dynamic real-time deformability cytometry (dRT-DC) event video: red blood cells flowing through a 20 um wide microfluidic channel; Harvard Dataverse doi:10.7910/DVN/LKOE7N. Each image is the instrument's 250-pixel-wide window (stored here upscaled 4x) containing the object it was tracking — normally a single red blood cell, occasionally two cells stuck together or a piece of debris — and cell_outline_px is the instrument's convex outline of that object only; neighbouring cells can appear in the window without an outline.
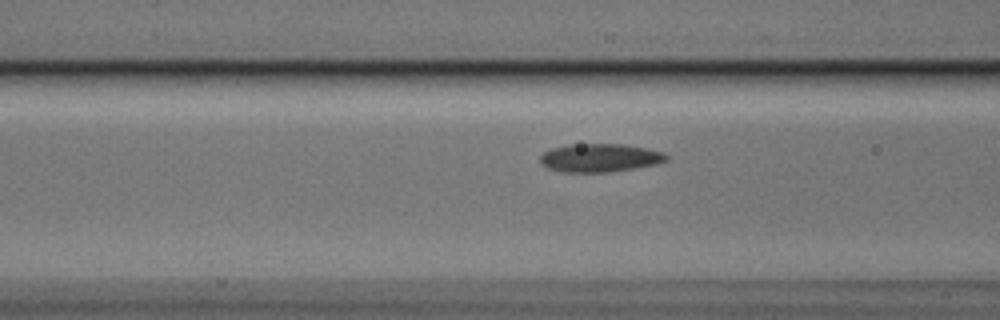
{"species": "Egyptian fruit bat (a non-hibernating species)", "species_latin": "Rousettus aegyptiacus", "temperature_condition": "cold", "stored_images_in_passage": 37, "camera_frame_rate_fps": 3000, "um_per_image_px": 0.085, "animal": {"sex": "male"}, "frame": {"image": 1, "passage_image": 8, "time_ms": 2.333, "image_size_px": [1000, 320], "cell_outline_px": [[668, 160], [656, 164], [608, 172], [564, 172], [548, 168], [540, 160], [540, 156], [544, 152], [552, 148], [572, 144], [624, 144], [648, 148], [664, 152], [668, 156]], "centroid_in_image_um": [51.02, 13.4], "position_along_channel_um": 115.6, "area_um2": 20.69}}
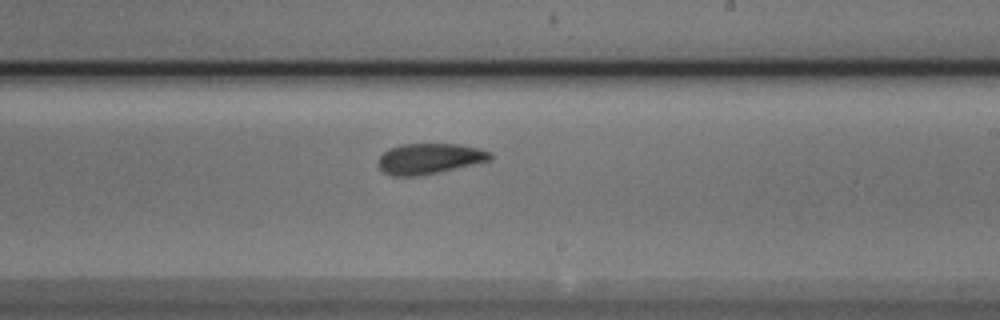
{"frame": {"image": 2, "passage_image": 19, "time_ms": 6.0, "image_size_px": [1000, 320], "cell_outline_px": [[492, 160], [436, 172], [416, 176], [392, 176], [384, 172], [376, 164], [380, 156], [388, 148], [400, 144], [456, 144], [480, 148], [492, 152]], "centroid_in_image_um": [36.48, 13.47], "position_along_channel_um": 252.5, "area_um2": 19.94}}
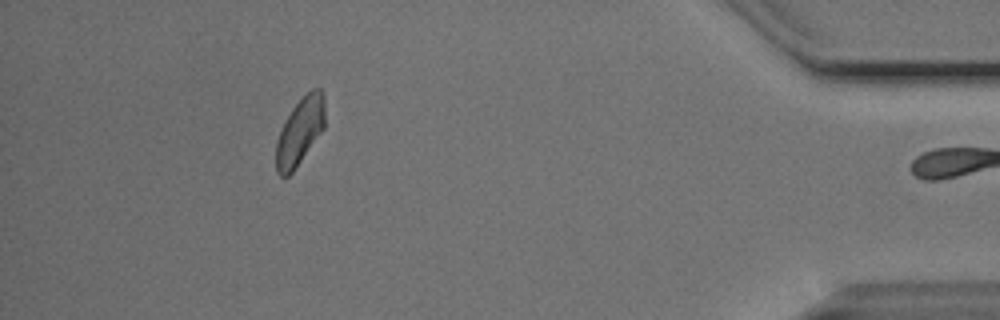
{"frame": {"image": 3, "passage_image": 36, "time_ms": 11.667, "image_size_px": [1000, 320], "cell_outline_px": [[324, 128], [292, 172], [288, 176], [280, 176], [276, 172], [276, 140], [292, 108], [312, 88], [320, 88], [324, 96]], "centroid_in_image_um": [25.49, 11.17], "position_along_channel_um": 409.7, "area_um2": 18.67}, "authors_computed_cell_mechanics": {"area_um2": 19.8254, "velocity_mm_per_s": 3.7389, "shape_relaxation_time_tau1_ms": null, "shape_relaxation_time_tau2_ms": 2.6022, "deformation_change_tau1": null, "deformation_change_tau2": 0.0736}}